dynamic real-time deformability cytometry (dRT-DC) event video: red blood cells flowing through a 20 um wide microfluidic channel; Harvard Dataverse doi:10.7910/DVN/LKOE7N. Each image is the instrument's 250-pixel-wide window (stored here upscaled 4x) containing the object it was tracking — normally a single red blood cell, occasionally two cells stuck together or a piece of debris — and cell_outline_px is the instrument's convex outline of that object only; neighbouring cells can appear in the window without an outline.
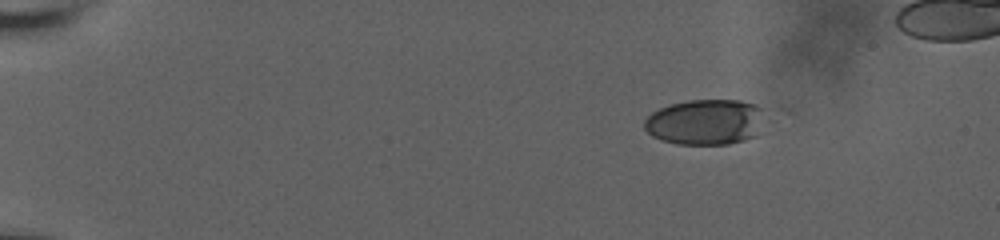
{"species": "human", "species_latin": "Homo sapiens", "temperature_condition": "room temperature", "stored_images_in_passage": 51, "camera_frame_rate_fps": 3000, "um_per_image_px": 0.085, "donor": {"sex": "male"}, "frame": {"image": 1, "passage_image": 1, "time_ms": 0.0, "image_size_px": [1000, 240], "cell_outline_px": [[780, 112], [756, 136], [744, 140], [728, 144], [676, 144], [660, 140], [652, 136], [644, 128], [644, 120], [652, 112], [668, 104], [688, 100], [740, 100], [780, 108]], "centroid_in_image_um": [60.28, 10.33], "position_along_channel_um": 24.7, "area_um2": 34.45}}
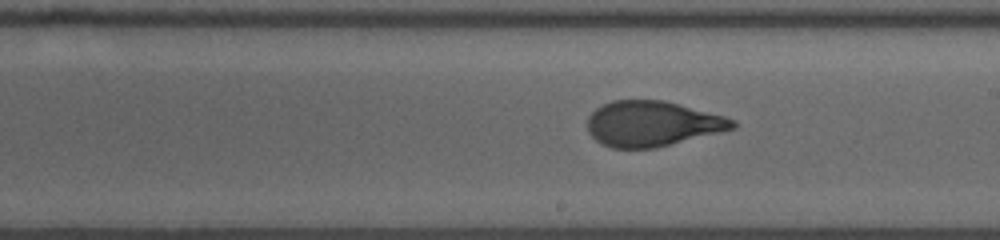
{"frame": {"image": 2, "passage_image": 28, "time_ms": 9.0, "image_size_px": [1000, 240], "cell_outline_px": [[736, 128], [656, 148], [612, 148], [600, 144], [588, 132], [588, 116], [596, 108], [612, 100], [664, 100], [724, 116], [736, 120]], "centroid_in_image_um": [55.43, 10.52], "position_along_channel_um": 233.6, "area_um2": 38.32}}
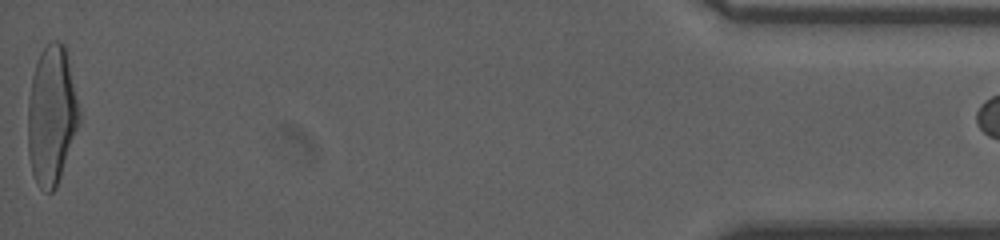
{"frame": {"image": 3, "passage_image": 51, "time_ms": 16.667, "image_size_px": [1000, 240], "cell_outline_px": [[80, 120], [56, 188], [52, 192], [48, 192], [40, 188], [32, 172], [28, 152], [28, 104], [32, 76], [40, 52], [52, 40], [60, 40], [64, 44], [80, 112]], "centroid_in_image_um": [4.37, 9.81], "position_along_channel_um": 430.8, "area_um2": 40.98}, "authors_computed_cell_mechanics": {"area_um2": 38.5526, "velocity_mm_per_s": 3.68, "shape_relaxation_time_tau1_ms": 5.7747, "shape_relaxation_time_tau2_ms": 0.8406, "deformation_change_tau1": 0.2247, "deformation_change_tau2": 0.0773}}